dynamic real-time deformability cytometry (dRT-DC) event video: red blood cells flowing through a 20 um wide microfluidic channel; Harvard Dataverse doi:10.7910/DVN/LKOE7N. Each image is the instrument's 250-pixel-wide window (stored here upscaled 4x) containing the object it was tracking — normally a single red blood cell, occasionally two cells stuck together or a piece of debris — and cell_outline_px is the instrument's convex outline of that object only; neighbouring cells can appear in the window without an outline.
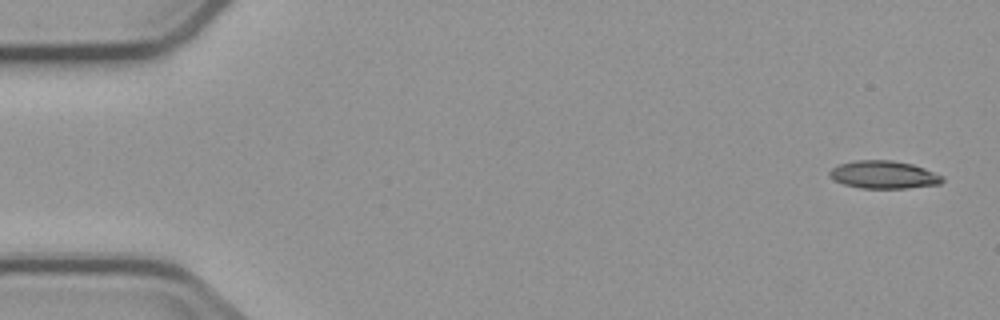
{"species": "common noctule bat (a hibernating species)", "species_latin": "Nyctalus noctula", "temperature_condition": "cold", "stored_images_in_passage": 4, "camera_frame_rate_fps": 3000, "um_per_image_px": 0.085, "animal": {"sex": "male", "body_mass_g": 23.1, "forearm_length_mm": 52.7}, "frame": {"image": 1, "passage_image": 1, "time_ms": 0.0, "image_size_px": [1000, 320], "cell_outline_px": [[944, 180], [940, 184], [904, 188], [860, 188], [844, 184], [828, 176], [828, 172], [832, 168], [840, 164], [856, 160], [892, 160], [912, 164], [924, 168], [944, 176]], "centroid_in_image_um": [75.12, 14.84], "position_along_channel_um": 9.9, "area_um2": 18.21}}
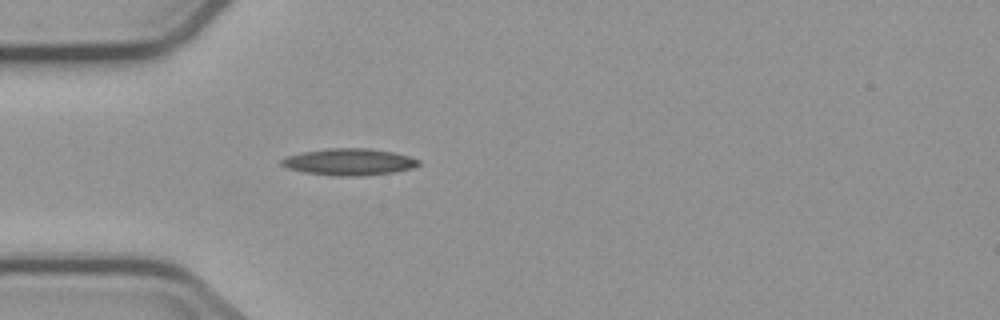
{"frame": {"image": 2, "passage_image": 4, "time_ms": 4.667, "image_size_px": [1000, 320], "cell_outline_px": [[420, 164], [412, 168], [396, 172], [360, 176], [336, 176], [304, 172], [284, 168], [280, 164], [280, 160], [288, 156], [304, 152], [328, 148], [368, 148], [392, 152], [408, 156], [420, 160]], "centroid_in_image_um": [29.66, 13.77], "position_along_channel_um": 55.3, "area_um2": 21.39}}